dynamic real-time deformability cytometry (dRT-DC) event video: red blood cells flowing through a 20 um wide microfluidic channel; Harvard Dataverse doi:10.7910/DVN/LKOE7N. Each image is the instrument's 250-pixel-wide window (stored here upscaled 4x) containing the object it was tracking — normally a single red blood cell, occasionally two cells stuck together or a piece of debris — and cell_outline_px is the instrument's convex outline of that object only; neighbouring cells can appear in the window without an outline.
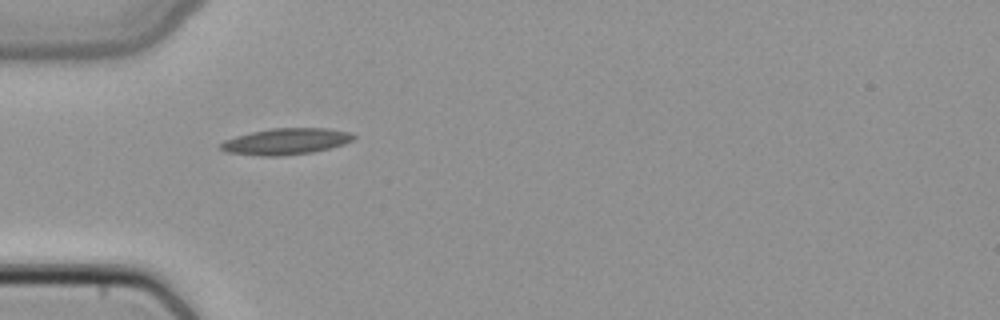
{"species": "common noctule bat (a hibernating species)", "species_latin": "Nyctalus noctula", "temperature_condition": "cold", "stored_images_in_passage": 6, "camera_frame_rate_fps": 3000, "um_per_image_px": 0.085, "animal": {"sex": "female", "body_mass_g": 22.7, "forearm_length_mm": 54.2}, "frame": {"image": 1, "passage_image": 5, "time_ms": 1.333, "image_size_px": [1000, 320], "cell_outline_px": [[356, 136], [352, 140], [344, 144], [312, 152], [280, 156], [264, 156], [224, 152], [220, 148], [220, 144], [224, 140], [236, 136], [268, 128], [328, 128], [352, 132]], "centroid_in_image_um": [24.3, 12.01], "position_along_channel_um": 60.7, "area_um2": 20.4}}
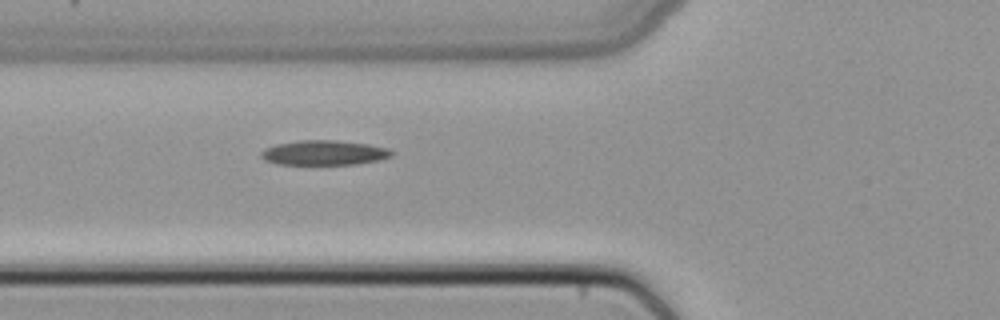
{"frame": {"image": 2, "passage_image": 6, "time_ms": 1.667, "image_size_px": [1000, 320], "cell_outline_px": [[396, 152], [392, 156], [380, 160], [356, 164], [276, 164], [264, 160], [260, 156], [260, 152], [264, 148], [276, 144], [300, 140], [336, 140], [368, 144], [388, 148]], "centroid_in_image_um": [27.55, 12.98], "position_along_channel_um": 98.2, "area_um2": 19.02}}